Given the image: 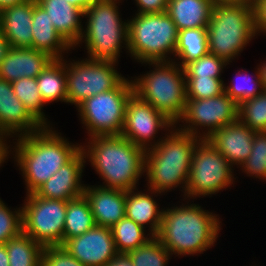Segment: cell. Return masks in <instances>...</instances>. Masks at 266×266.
Returning <instances> with one entry per match:
<instances>
[{"label":"cell","instance_id":"cell-1","mask_svg":"<svg viewBox=\"0 0 266 266\" xmlns=\"http://www.w3.org/2000/svg\"><path fill=\"white\" fill-rule=\"evenodd\" d=\"M90 139L88 148L81 149L87 156L85 159L90 158L91 165L105 180L106 184L101 187L125 191L136 189L144 173L146 151L122 135H100Z\"/></svg>","mask_w":266,"mask_h":266},{"label":"cell","instance_id":"cell-2","mask_svg":"<svg viewBox=\"0 0 266 266\" xmlns=\"http://www.w3.org/2000/svg\"><path fill=\"white\" fill-rule=\"evenodd\" d=\"M42 127L39 131L20 136L15 159L25 179L27 193H33L60 167L68 163L82 146L71 145L56 131Z\"/></svg>","mask_w":266,"mask_h":266},{"label":"cell","instance_id":"cell-3","mask_svg":"<svg viewBox=\"0 0 266 266\" xmlns=\"http://www.w3.org/2000/svg\"><path fill=\"white\" fill-rule=\"evenodd\" d=\"M216 217L196 204L166 209L162 212L161 226L155 237L171 255L203 253L218 237L220 221Z\"/></svg>","mask_w":266,"mask_h":266},{"label":"cell","instance_id":"cell-4","mask_svg":"<svg viewBox=\"0 0 266 266\" xmlns=\"http://www.w3.org/2000/svg\"><path fill=\"white\" fill-rule=\"evenodd\" d=\"M170 132L164 140L154 142L145 154L144 172L152 193L160 194L181 184L186 191L192 155L202 140L178 129Z\"/></svg>","mask_w":266,"mask_h":266},{"label":"cell","instance_id":"cell-5","mask_svg":"<svg viewBox=\"0 0 266 266\" xmlns=\"http://www.w3.org/2000/svg\"><path fill=\"white\" fill-rule=\"evenodd\" d=\"M206 29L209 53L229 64L256 35L252 3L214 4Z\"/></svg>","mask_w":266,"mask_h":266},{"label":"cell","instance_id":"cell-6","mask_svg":"<svg viewBox=\"0 0 266 266\" xmlns=\"http://www.w3.org/2000/svg\"><path fill=\"white\" fill-rule=\"evenodd\" d=\"M155 70L131 80L133 94L162 112L175 125L186 105V77L184 68L173 61L145 62Z\"/></svg>","mask_w":266,"mask_h":266},{"label":"cell","instance_id":"cell-7","mask_svg":"<svg viewBox=\"0 0 266 266\" xmlns=\"http://www.w3.org/2000/svg\"><path fill=\"white\" fill-rule=\"evenodd\" d=\"M116 1L97 0L84 10L87 28L76 45L84 39L90 59L117 63L123 41L128 49V21L123 23L119 17Z\"/></svg>","mask_w":266,"mask_h":266},{"label":"cell","instance_id":"cell-8","mask_svg":"<svg viewBox=\"0 0 266 266\" xmlns=\"http://www.w3.org/2000/svg\"><path fill=\"white\" fill-rule=\"evenodd\" d=\"M177 39L178 29L166 11L137 13L128 21V50L141 63L172 61L167 54H175Z\"/></svg>","mask_w":266,"mask_h":266},{"label":"cell","instance_id":"cell-9","mask_svg":"<svg viewBox=\"0 0 266 266\" xmlns=\"http://www.w3.org/2000/svg\"><path fill=\"white\" fill-rule=\"evenodd\" d=\"M133 94L132 82L123 79L114 89L85 99L77 107L89 136L121 135L125 107Z\"/></svg>","mask_w":266,"mask_h":266},{"label":"cell","instance_id":"cell-10","mask_svg":"<svg viewBox=\"0 0 266 266\" xmlns=\"http://www.w3.org/2000/svg\"><path fill=\"white\" fill-rule=\"evenodd\" d=\"M26 198L22 207L23 232L43 247L62 246L67 201L42 198L34 192Z\"/></svg>","mask_w":266,"mask_h":266},{"label":"cell","instance_id":"cell-11","mask_svg":"<svg viewBox=\"0 0 266 266\" xmlns=\"http://www.w3.org/2000/svg\"><path fill=\"white\" fill-rule=\"evenodd\" d=\"M232 164L206 139H202L192 155L187 189L189 198L209 196L233 184Z\"/></svg>","mask_w":266,"mask_h":266},{"label":"cell","instance_id":"cell-12","mask_svg":"<svg viewBox=\"0 0 266 266\" xmlns=\"http://www.w3.org/2000/svg\"><path fill=\"white\" fill-rule=\"evenodd\" d=\"M69 64H66L67 103L75 106L89 97L114 89L124 79L115 70V62L86 58Z\"/></svg>","mask_w":266,"mask_h":266},{"label":"cell","instance_id":"cell-13","mask_svg":"<svg viewBox=\"0 0 266 266\" xmlns=\"http://www.w3.org/2000/svg\"><path fill=\"white\" fill-rule=\"evenodd\" d=\"M189 125L178 129L201 139H206L215 129H220L238 120V104L225 92L205 99H186L185 110L179 122ZM184 120V121H183ZM191 125V126H190ZM207 127V132L199 136L196 127Z\"/></svg>","mask_w":266,"mask_h":266},{"label":"cell","instance_id":"cell-14","mask_svg":"<svg viewBox=\"0 0 266 266\" xmlns=\"http://www.w3.org/2000/svg\"><path fill=\"white\" fill-rule=\"evenodd\" d=\"M174 125L162 112L132 94L125 107V121L121 135L147 151L152 144L150 141L159 129L170 127L172 129ZM147 142H150V145Z\"/></svg>","mask_w":266,"mask_h":266},{"label":"cell","instance_id":"cell-15","mask_svg":"<svg viewBox=\"0 0 266 266\" xmlns=\"http://www.w3.org/2000/svg\"><path fill=\"white\" fill-rule=\"evenodd\" d=\"M62 246L85 266H105L118 253L111 228L98 225Z\"/></svg>","mask_w":266,"mask_h":266},{"label":"cell","instance_id":"cell-16","mask_svg":"<svg viewBox=\"0 0 266 266\" xmlns=\"http://www.w3.org/2000/svg\"><path fill=\"white\" fill-rule=\"evenodd\" d=\"M81 149L68 163L60 167L46 182L39 186L34 193L37 196L47 199L71 200L82 196L85 190L81 184L84 159Z\"/></svg>","mask_w":266,"mask_h":266},{"label":"cell","instance_id":"cell-17","mask_svg":"<svg viewBox=\"0 0 266 266\" xmlns=\"http://www.w3.org/2000/svg\"><path fill=\"white\" fill-rule=\"evenodd\" d=\"M41 128L13 92L12 84L0 78V134L6 138L18 132L20 137Z\"/></svg>","mask_w":266,"mask_h":266},{"label":"cell","instance_id":"cell-18","mask_svg":"<svg viewBox=\"0 0 266 266\" xmlns=\"http://www.w3.org/2000/svg\"><path fill=\"white\" fill-rule=\"evenodd\" d=\"M255 131L239 120L215 129L206 140L215 147L232 166L243 164L250 156Z\"/></svg>","mask_w":266,"mask_h":266},{"label":"cell","instance_id":"cell-19","mask_svg":"<svg viewBox=\"0 0 266 266\" xmlns=\"http://www.w3.org/2000/svg\"><path fill=\"white\" fill-rule=\"evenodd\" d=\"M50 55L33 48L10 47L0 62V78L12 83L22 78H36L52 61Z\"/></svg>","mask_w":266,"mask_h":266},{"label":"cell","instance_id":"cell-20","mask_svg":"<svg viewBox=\"0 0 266 266\" xmlns=\"http://www.w3.org/2000/svg\"><path fill=\"white\" fill-rule=\"evenodd\" d=\"M84 196L88 200L91 211L98 226L112 228L125 217L126 191L85 186Z\"/></svg>","mask_w":266,"mask_h":266},{"label":"cell","instance_id":"cell-21","mask_svg":"<svg viewBox=\"0 0 266 266\" xmlns=\"http://www.w3.org/2000/svg\"><path fill=\"white\" fill-rule=\"evenodd\" d=\"M27 0L0 10V24L10 47L32 48L33 2Z\"/></svg>","mask_w":266,"mask_h":266},{"label":"cell","instance_id":"cell-22","mask_svg":"<svg viewBox=\"0 0 266 266\" xmlns=\"http://www.w3.org/2000/svg\"><path fill=\"white\" fill-rule=\"evenodd\" d=\"M47 12L50 21L59 34L72 46L80 41L83 26L80 16L84 17V11L65 0H36Z\"/></svg>","mask_w":266,"mask_h":266},{"label":"cell","instance_id":"cell-23","mask_svg":"<svg viewBox=\"0 0 266 266\" xmlns=\"http://www.w3.org/2000/svg\"><path fill=\"white\" fill-rule=\"evenodd\" d=\"M71 45L54 28L47 12L33 2L32 48L46 52L54 59H62V52L71 49Z\"/></svg>","mask_w":266,"mask_h":266},{"label":"cell","instance_id":"cell-24","mask_svg":"<svg viewBox=\"0 0 266 266\" xmlns=\"http://www.w3.org/2000/svg\"><path fill=\"white\" fill-rule=\"evenodd\" d=\"M213 5L210 0H168L166 13L178 31L188 28H207Z\"/></svg>","mask_w":266,"mask_h":266},{"label":"cell","instance_id":"cell-25","mask_svg":"<svg viewBox=\"0 0 266 266\" xmlns=\"http://www.w3.org/2000/svg\"><path fill=\"white\" fill-rule=\"evenodd\" d=\"M134 190L136 189L126 191L125 216L142 227L149 224L151 234L148 235L156 236L161 226L163 210L158 209L153 196L134 193Z\"/></svg>","mask_w":266,"mask_h":266},{"label":"cell","instance_id":"cell-26","mask_svg":"<svg viewBox=\"0 0 266 266\" xmlns=\"http://www.w3.org/2000/svg\"><path fill=\"white\" fill-rule=\"evenodd\" d=\"M66 63L63 58L54 59L36 77L44 103L59 100L67 103Z\"/></svg>","mask_w":266,"mask_h":266},{"label":"cell","instance_id":"cell-27","mask_svg":"<svg viewBox=\"0 0 266 266\" xmlns=\"http://www.w3.org/2000/svg\"><path fill=\"white\" fill-rule=\"evenodd\" d=\"M90 204L84 194L67 201V210L63 230V244L80 236L95 226Z\"/></svg>","mask_w":266,"mask_h":266},{"label":"cell","instance_id":"cell-28","mask_svg":"<svg viewBox=\"0 0 266 266\" xmlns=\"http://www.w3.org/2000/svg\"><path fill=\"white\" fill-rule=\"evenodd\" d=\"M207 29L188 28L178 31L175 56L181 61L184 68L188 63L199 59L208 53Z\"/></svg>","mask_w":266,"mask_h":266},{"label":"cell","instance_id":"cell-29","mask_svg":"<svg viewBox=\"0 0 266 266\" xmlns=\"http://www.w3.org/2000/svg\"><path fill=\"white\" fill-rule=\"evenodd\" d=\"M9 266H41L43 246L23 231L5 243Z\"/></svg>","mask_w":266,"mask_h":266},{"label":"cell","instance_id":"cell-30","mask_svg":"<svg viewBox=\"0 0 266 266\" xmlns=\"http://www.w3.org/2000/svg\"><path fill=\"white\" fill-rule=\"evenodd\" d=\"M12 89L18 99L24 104L25 109L42 126L50 127L45 118L42 108L44 102L36 78H22L12 83Z\"/></svg>","mask_w":266,"mask_h":266},{"label":"cell","instance_id":"cell-31","mask_svg":"<svg viewBox=\"0 0 266 266\" xmlns=\"http://www.w3.org/2000/svg\"><path fill=\"white\" fill-rule=\"evenodd\" d=\"M144 228L126 216L112 228V236L118 253H128L146 244L153 236L145 237Z\"/></svg>","mask_w":266,"mask_h":266},{"label":"cell","instance_id":"cell-32","mask_svg":"<svg viewBox=\"0 0 266 266\" xmlns=\"http://www.w3.org/2000/svg\"><path fill=\"white\" fill-rule=\"evenodd\" d=\"M238 120L255 132L266 131V91L238 105Z\"/></svg>","mask_w":266,"mask_h":266},{"label":"cell","instance_id":"cell-33","mask_svg":"<svg viewBox=\"0 0 266 266\" xmlns=\"http://www.w3.org/2000/svg\"><path fill=\"white\" fill-rule=\"evenodd\" d=\"M171 252L153 236L146 244L128 252L133 266H165Z\"/></svg>","mask_w":266,"mask_h":266},{"label":"cell","instance_id":"cell-34","mask_svg":"<svg viewBox=\"0 0 266 266\" xmlns=\"http://www.w3.org/2000/svg\"><path fill=\"white\" fill-rule=\"evenodd\" d=\"M241 165L246 174L266 180V131L255 133L250 156Z\"/></svg>","mask_w":266,"mask_h":266},{"label":"cell","instance_id":"cell-35","mask_svg":"<svg viewBox=\"0 0 266 266\" xmlns=\"http://www.w3.org/2000/svg\"><path fill=\"white\" fill-rule=\"evenodd\" d=\"M221 79L208 77H186V99H205L224 92Z\"/></svg>","mask_w":266,"mask_h":266},{"label":"cell","instance_id":"cell-36","mask_svg":"<svg viewBox=\"0 0 266 266\" xmlns=\"http://www.w3.org/2000/svg\"><path fill=\"white\" fill-rule=\"evenodd\" d=\"M239 72L240 71H238V74L236 76L240 81H237L230 86H224V92L228 96H230L238 105L244 100L254 98L263 91L259 68L256 71V75H254L255 79L250 78L247 74L244 75L242 72H240L239 74ZM241 81L245 83V86Z\"/></svg>","mask_w":266,"mask_h":266},{"label":"cell","instance_id":"cell-37","mask_svg":"<svg viewBox=\"0 0 266 266\" xmlns=\"http://www.w3.org/2000/svg\"><path fill=\"white\" fill-rule=\"evenodd\" d=\"M228 63L216 55L207 53L184 67L185 77H208L220 79L221 71Z\"/></svg>","mask_w":266,"mask_h":266},{"label":"cell","instance_id":"cell-38","mask_svg":"<svg viewBox=\"0 0 266 266\" xmlns=\"http://www.w3.org/2000/svg\"><path fill=\"white\" fill-rule=\"evenodd\" d=\"M22 231V209L11 211L0 199V244H5Z\"/></svg>","mask_w":266,"mask_h":266},{"label":"cell","instance_id":"cell-39","mask_svg":"<svg viewBox=\"0 0 266 266\" xmlns=\"http://www.w3.org/2000/svg\"><path fill=\"white\" fill-rule=\"evenodd\" d=\"M41 266H85L75 259L63 246L43 248Z\"/></svg>","mask_w":266,"mask_h":266},{"label":"cell","instance_id":"cell-40","mask_svg":"<svg viewBox=\"0 0 266 266\" xmlns=\"http://www.w3.org/2000/svg\"><path fill=\"white\" fill-rule=\"evenodd\" d=\"M253 20L255 34L266 33V0H253Z\"/></svg>","mask_w":266,"mask_h":266},{"label":"cell","instance_id":"cell-41","mask_svg":"<svg viewBox=\"0 0 266 266\" xmlns=\"http://www.w3.org/2000/svg\"><path fill=\"white\" fill-rule=\"evenodd\" d=\"M140 7L138 14L162 13L166 11L168 0H135Z\"/></svg>","mask_w":266,"mask_h":266},{"label":"cell","instance_id":"cell-42","mask_svg":"<svg viewBox=\"0 0 266 266\" xmlns=\"http://www.w3.org/2000/svg\"><path fill=\"white\" fill-rule=\"evenodd\" d=\"M105 266H133L128 253H117Z\"/></svg>","mask_w":266,"mask_h":266},{"label":"cell","instance_id":"cell-43","mask_svg":"<svg viewBox=\"0 0 266 266\" xmlns=\"http://www.w3.org/2000/svg\"><path fill=\"white\" fill-rule=\"evenodd\" d=\"M9 48H10L9 42L4 37L3 31H2V27H1V24H0V62L5 57L7 51L9 50Z\"/></svg>","mask_w":266,"mask_h":266},{"label":"cell","instance_id":"cell-44","mask_svg":"<svg viewBox=\"0 0 266 266\" xmlns=\"http://www.w3.org/2000/svg\"><path fill=\"white\" fill-rule=\"evenodd\" d=\"M4 136L0 134V166L2 163L5 162L6 157L9 154V146L7 147V144H5Z\"/></svg>","mask_w":266,"mask_h":266},{"label":"cell","instance_id":"cell-45","mask_svg":"<svg viewBox=\"0 0 266 266\" xmlns=\"http://www.w3.org/2000/svg\"><path fill=\"white\" fill-rule=\"evenodd\" d=\"M65 1L76 7H79L84 11L86 8L90 7L93 3H95L97 0H65Z\"/></svg>","mask_w":266,"mask_h":266},{"label":"cell","instance_id":"cell-46","mask_svg":"<svg viewBox=\"0 0 266 266\" xmlns=\"http://www.w3.org/2000/svg\"><path fill=\"white\" fill-rule=\"evenodd\" d=\"M0 266H9L8 251L5 244H0Z\"/></svg>","mask_w":266,"mask_h":266},{"label":"cell","instance_id":"cell-47","mask_svg":"<svg viewBox=\"0 0 266 266\" xmlns=\"http://www.w3.org/2000/svg\"><path fill=\"white\" fill-rule=\"evenodd\" d=\"M27 0H0V10L8 7V6H13L19 3H23Z\"/></svg>","mask_w":266,"mask_h":266},{"label":"cell","instance_id":"cell-48","mask_svg":"<svg viewBox=\"0 0 266 266\" xmlns=\"http://www.w3.org/2000/svg\"><path fill=\"white\" fill-rule=\"evenodd\" d=\"M265 62L263 63V65L259 67V71H260L262 88L263 90L266 91V63Z\"/></svg>","mask_w":266,"mask_h":266},{"label":"cell","instance_id":"cell-49","mask_svg":"<svg viewBox=\"0 0 266 266\" xmlns=\"http://www.w3.org/2000/svg\"><path fill=\"white\" fill-rule=\"evenodd\" d=\"M213 4H234L246 0H210Z\"/></svg>","mask_w":266,"mask_h":266}]
</instances>
